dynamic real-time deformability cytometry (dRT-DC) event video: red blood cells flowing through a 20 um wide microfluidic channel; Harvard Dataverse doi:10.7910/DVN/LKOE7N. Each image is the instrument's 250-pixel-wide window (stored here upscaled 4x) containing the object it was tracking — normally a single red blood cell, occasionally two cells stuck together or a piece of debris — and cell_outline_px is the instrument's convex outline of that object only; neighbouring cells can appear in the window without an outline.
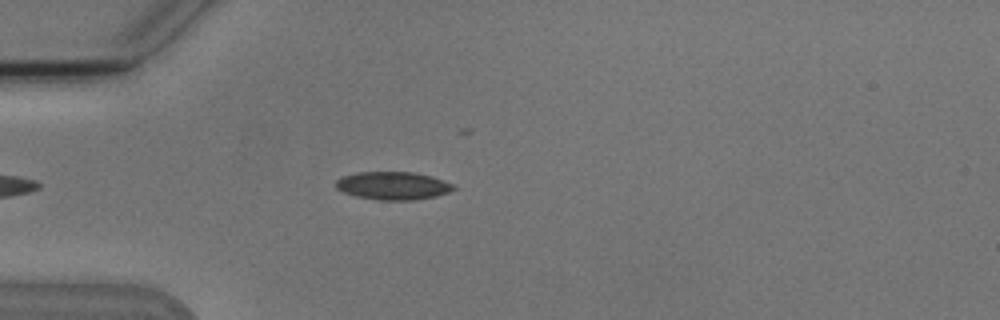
{"species": "Egyptian fruit bat (a non-hibernating species)", "species_latin": "Rousettus aegyptiacus", "temperature_condition": "cold", "stored_images_in_passage": 5, "camera_frame_rate_fps": 3000, "um_per_image_px": 0.085, "animal": {"sex": "male"}, "frame": {"image": 1, "passage_image": 4, "time_ms": 3.667, "image_size_px": [1000, 320], "cell_outline_px": [[456, 188], [448, 192], [436, 196], [412, 200], [376, 200], [356, 196], [344, 192], [336, 188], [336, 180], [344, 176], [360, 172], [416, 172], [432, 176], [444, 180], [452, 184]], "centroid_in_image_um": [33.42, 15.78], "position_along_channel_um": 51.6, "area_um2": 19.13}}